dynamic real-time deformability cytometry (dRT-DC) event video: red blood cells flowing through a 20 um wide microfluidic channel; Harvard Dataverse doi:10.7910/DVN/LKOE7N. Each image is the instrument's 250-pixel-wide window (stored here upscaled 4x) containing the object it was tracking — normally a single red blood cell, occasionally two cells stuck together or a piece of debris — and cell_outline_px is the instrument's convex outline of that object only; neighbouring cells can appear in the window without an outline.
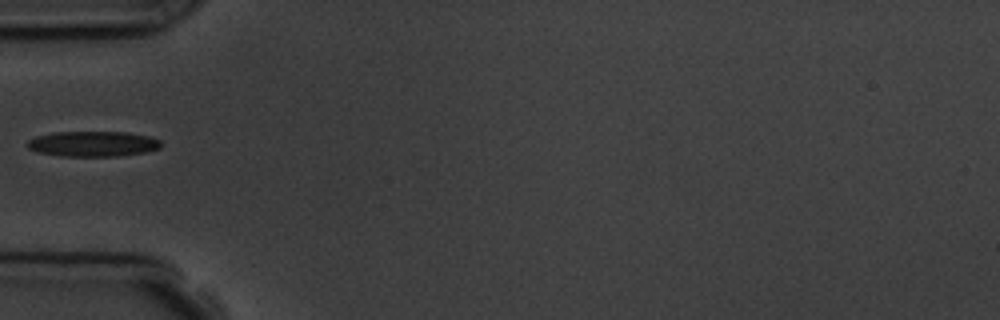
{"species": "common noctule bat (a hibernating species)", "species_latin": "Nyctalus noctula", "temperature_condition": "room temperature", "stored_images_in_passage": 1, "camera_frame_rate_fps": 3000, "um_per_image_px": 0.085, "animal": {"sex": "male", "body_mass_g": 19.5, "forearm_length_mm": 54.6}, "frame": {"image": 1, "passage_image": 1, "time_ms": 0.0, "image_size_px": [1000, 320], "cell_outline_px": [[160, 148], [144, 152], [120, 156], [60, 156], [40, 152], [28, 148], [24, 144], [28, 140], [36, 136], [52, 132], [128, 132], [148, 136], [160, 140]], "centroid_in_image_um": [7.86, 12.22], "position_along_channel_um": 77.1, "area_um2": 19.77}}